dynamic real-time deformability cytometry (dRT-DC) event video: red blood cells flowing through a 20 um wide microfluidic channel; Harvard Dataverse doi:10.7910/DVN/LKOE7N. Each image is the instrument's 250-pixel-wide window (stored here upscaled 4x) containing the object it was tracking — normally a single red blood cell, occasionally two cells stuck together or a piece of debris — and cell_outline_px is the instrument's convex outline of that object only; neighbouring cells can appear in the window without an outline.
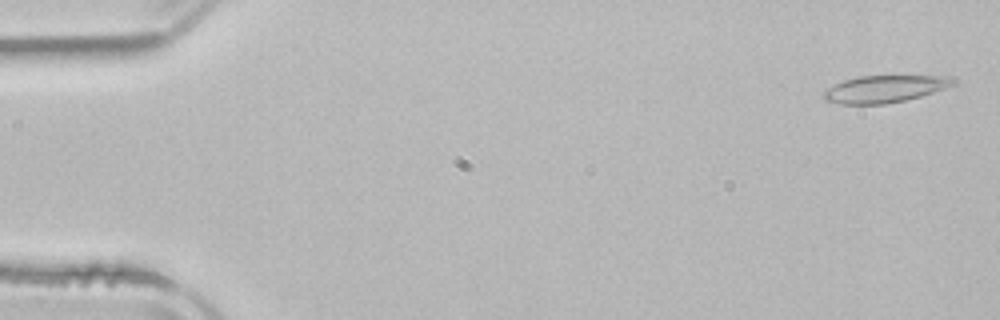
{"species": "common noctule bat (a hibernating species)", "species_latin": "Nyctalus noctula", "temperature_condition": "room temperature", "stored_images_in_passage": 5, "camera_frame_rate_fps": 3000, "um_per_image_px": 0.085, "animal": {"sex": "male", "body_mass_g": 21.5, "forearm_length_mm": 52.0}, "frame": {"image": 1, "passage_image": 1, "time_ms": 0.0, "image_size_px": [1000, 320], "cell_outline_px": [[956, 80], [952, 84], [944, 88], [920, 96], [904, 100], [884, 104], [844, 104], [824, 100], [820, 96], [828, 88], [844, 80], [856, 76], [952, 76]], "centroid_in_image_um": [75.15, 7.55], "position_along_channel_um": 9.9, "area_um2": 20.23}}
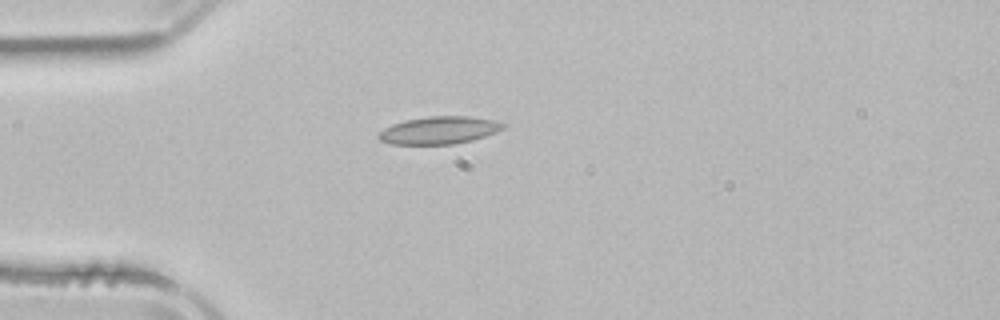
{"frame": {"image": 2, "passage_image": 4, "time_ms": 4.0, "image_size_px": [1000, 320], "cell_outline_px": [[504, 128], [496, 132], [472, 140], [452, 144], [392, 144], [380, 140], [376, 136], [384, 128], [392, 124], [404, 120], [428, 116], [468, 116], [496, 120], [504, 124]], "centroid_in_image_um": [37.31, 11.06], "position_along_channel_um": 47.7, "area_um2": 19.94}}